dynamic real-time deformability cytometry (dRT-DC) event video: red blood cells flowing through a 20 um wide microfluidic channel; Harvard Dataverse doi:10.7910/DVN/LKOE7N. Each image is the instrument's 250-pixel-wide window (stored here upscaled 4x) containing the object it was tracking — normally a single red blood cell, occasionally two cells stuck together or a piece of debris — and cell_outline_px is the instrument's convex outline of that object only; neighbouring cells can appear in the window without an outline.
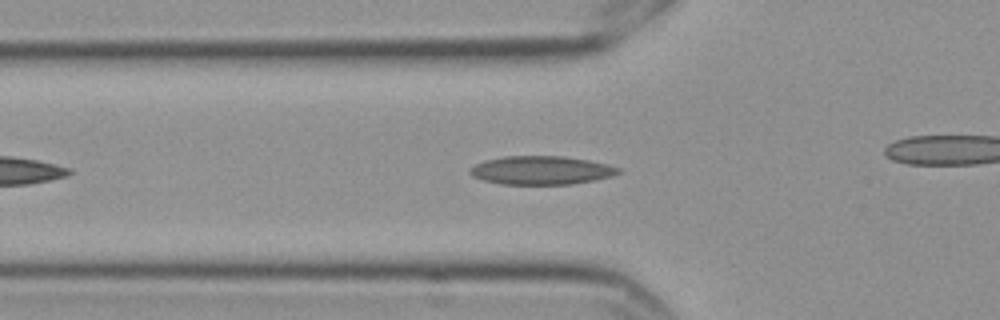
{"species": "Egyptian fruit bat (a non-hibernating species)", "species_latin": "Rousettus aegyptiacus", "temperature_condition": "cold", "stored_images_in_passage": 31, "camera_frame_rate_fps": 3000, "um_per_image_px": 0.085, "frame": {"image": 1, "passage_image": 9, "time_ms": 2.667, "image_size_px": [1000, 320], "cell_outline_px": [[620, 172], [612, 176], [596, 180], [572, 184], [500, 184], [484, 180], [472, 176], [468, 172], [468, 168], [484, 160], [504, 156], [564, 156], [588, 160], [608, 164], [620, 168]], "centroid_in_image_um": [45.99, 14.47], "position_along_channel_um": 79.8, "area_um2": 24.8}}
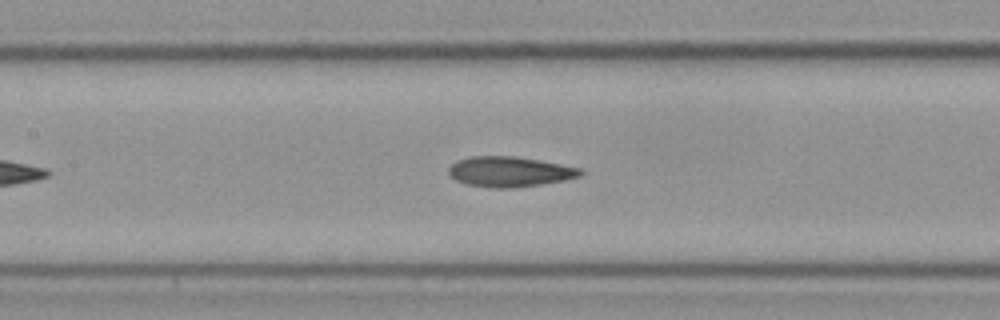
{"frame": {"image": 2, "passage_image": 16, "time_ms": 5.0, "image_size_px": [1000, 320], "cell_outline_px": [[584, 172], [580, 176], [564, 180], [516, 188], [492, 188], [468, 184], [456, 180], [448, 172], [448, 168], [456, 160], [468, 156], [516, 156], [560, 164], [580, 168]], "centroid_in_image_um": [43.3, 14.59], "position_along_channel_um": 164.1, "area_um2": 23.18}}
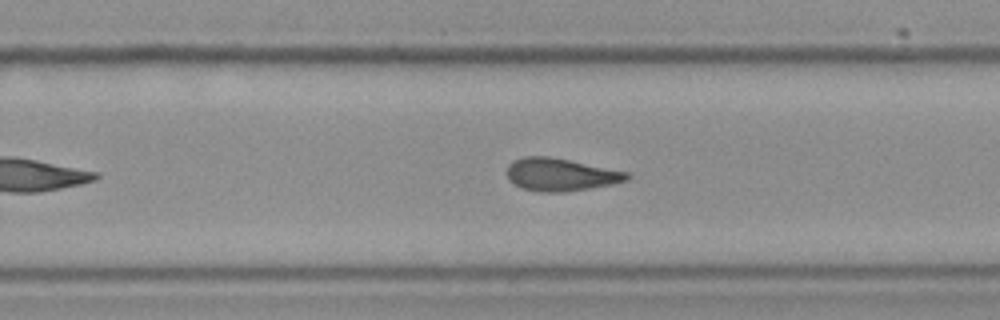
{"frame": {"image": 3, "passage_image": 26, "time_ms": 8.333, "image_size_px": [1000, 320], "cell_outline_px": [[632, 176], [628, 180], [612, 184], [564, 192], [540, 192], [520, 188], [508, 180], [508, 164], [512, 160], [524, 156], [548, 156], [628, 172]], "centroid_in_image_um": [47.62, 14.84], "position_along_channel_um": 282.2, "area_um2": 22.83}}